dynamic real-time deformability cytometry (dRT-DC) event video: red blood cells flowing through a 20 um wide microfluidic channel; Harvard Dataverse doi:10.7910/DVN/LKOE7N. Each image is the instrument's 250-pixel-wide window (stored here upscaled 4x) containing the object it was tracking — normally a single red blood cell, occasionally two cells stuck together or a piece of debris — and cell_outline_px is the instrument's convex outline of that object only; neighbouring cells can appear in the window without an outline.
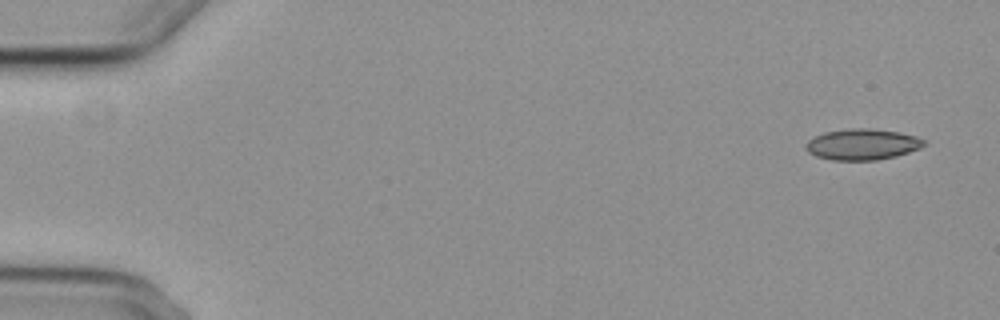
{"species": "common noctule bat (a hibernating species)", "species_latin": "Nyctalus noctula", "temperature_condition": "cold", "stored_images_in_passage": 5, "camera_frame_rate_fps": 3000, "um_per_image_px": 0.085, "animal": {"sex": "female", "body_mass_g": 29.2, "forearm_length_mm": 56.3}, "frame": {"image": 1, "passage_image": 1, "time_ms": 0.0, "image_size_px": [1000, 320], "cell_outline_px": [[928, 144], [920, 148], [896, 156], [876, 160], [832, 160], [816, 156], [808, 152], [804, 148], [804, 144], [808, 140], [824, 132], [848, 128], [872, 128], [900, 132], [916, 136], [928, 140]], "centroid_in_image_um": [73.32, 12.26], "position_along_channel_um": 11.7, "area_um2": 21.68}}
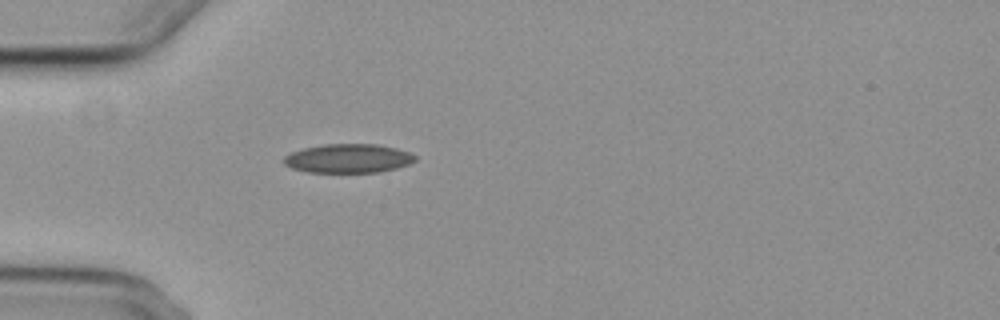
{"frame": {"image": 2, "passage_image": 5, "time_ms": 4.667, "image_size_px": [1000, 320], "cell_outline_px": [[416, 160], [408, 164], [396, 168], [380, 172], [308, 172], [292, 168], [284, 164], [284, 156], [292, 152], [304, 148], [324, 144], [376, 144], [396, 148], [408, 152], [416, 156]], "centroid_in_image_um": [29.6, 13.46], "position_along_channel_um": 55.4, "area_um2": 22.02}}